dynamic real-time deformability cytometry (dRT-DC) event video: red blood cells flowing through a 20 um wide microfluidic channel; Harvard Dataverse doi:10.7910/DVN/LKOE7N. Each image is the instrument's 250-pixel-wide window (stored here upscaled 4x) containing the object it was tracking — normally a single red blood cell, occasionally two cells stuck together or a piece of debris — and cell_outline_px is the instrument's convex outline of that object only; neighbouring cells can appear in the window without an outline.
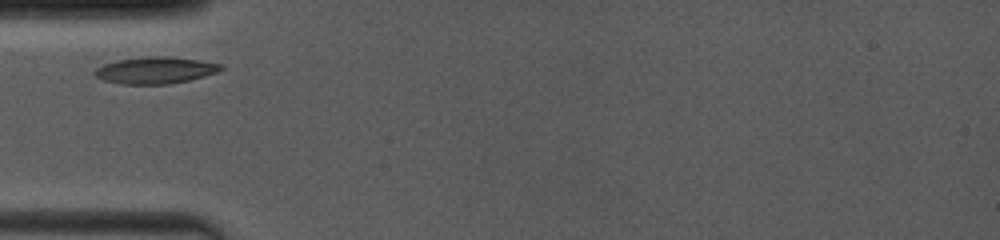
{"species": "common noctule bat (a hibernating species)", "species_latin": "Nyctalus noctula", "temperature_condition": "room temperature", "stored_images_in_passage": 2, "camera_frame_rate_fps": 4000, "um_per_image_px": 0.085, "animal": {"sex": "female", "body_mass_g": 19.0, "forearm_length_mm": 53.3}, "frame": {"image": 1, "passage_image": 1, "time_ms": 0.0, "image_size_px": [1000, 240], "cell_outline_px": [[224, 68], [220, 72], [188, 80], [168, 84], [120, 84], [104, 80], [96, 76], [92, 72], [96, 68], [104, 64], [116, 60], [148, 56], [168, 56], [200, 60], [224, 64]], "centroid_in_image_um": [13.24, 5.96], "position_along_channel_um": 71.8, "area_um2": 19.83}}